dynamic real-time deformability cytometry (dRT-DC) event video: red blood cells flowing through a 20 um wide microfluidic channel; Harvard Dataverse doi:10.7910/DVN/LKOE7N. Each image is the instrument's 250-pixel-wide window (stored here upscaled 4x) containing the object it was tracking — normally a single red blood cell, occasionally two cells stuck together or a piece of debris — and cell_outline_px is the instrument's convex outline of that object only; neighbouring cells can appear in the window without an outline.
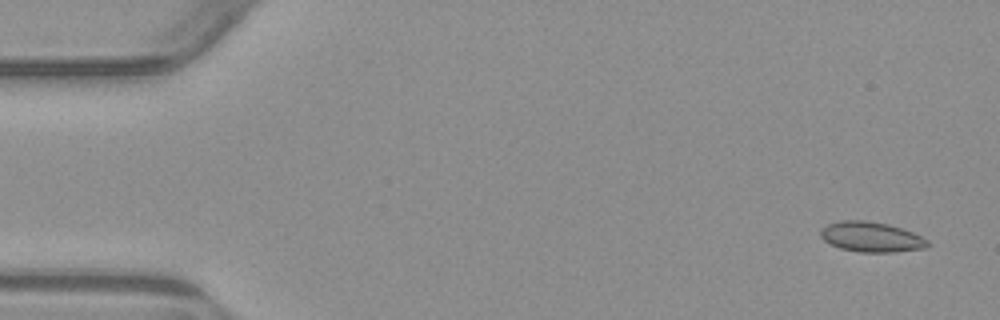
{"species": "common noctule bat (a hibernating species)", "species_latin": "Nyctalus noctula", "temperature_condition": "warm", "stored_images_in_passage": 8, "camera_frame_rate_fps": 3000, "um_per_image_px": 0.085, "animal": {"sex": "male", "body_mass_g": 23.1, "forearm_length_mm": 52.7}, "frame": {"image": 1, "passage_image": 1, "time_ms": 0.0, "image_size_px": [1000, 320], "cell_outline_px": [[932, 244], [924, 248], [896, 252], [860, 252], [840, 248], [824, 240], [820, 236], [820, 228], [828, 224], [840, 220], [868, 220], [888, 224], [912, 232], [928, 240]], "centroid_in_image_um": [74.05, 20.13], "position_along_channel_um": 10.9, "area_um2": 18.84}}
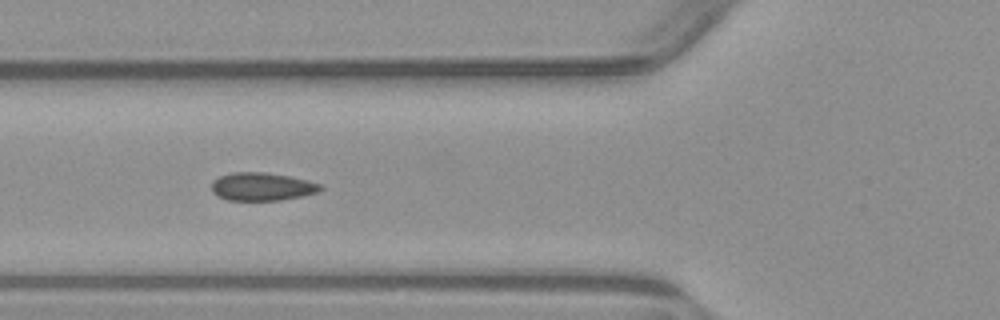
{"frame": {"image": 2, "passage_image": 5, "time_ms": 5.667, "image_size_px": [1000, 320], "cell_outline_px": [[324, 188], [320, 192], [304, 196], [280, 200], [228, 200], [216, 196], [212, 192], [212, 180], [220, 176], [232, 172], [264, 172], [288, 176], [308, 180], [320, 184]], "centroid_in_image_um": [22.28, 15.87], "position_along_channel_um": 103.5, "area_um2": 17.98}}
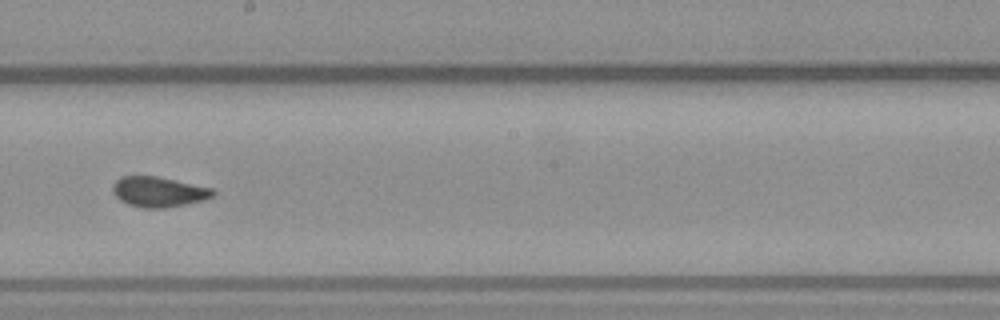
{"frame": {"image": 3, "passage_image": 8, "time_ms": 9.0, "image_size_px": [1000, 320], "cell_outline_px": [[216, 196], [204, 200], [164, 208], [144, 208], [128, 204], [120, 200], [112, 192], [112, 184], [120, 176], [156, 176], [212, 188], [216, 192]], "centroid_in_image_um": [13.48, 16.3], "position_along_channel_um": 234.7, "area_um2": 17.69}}